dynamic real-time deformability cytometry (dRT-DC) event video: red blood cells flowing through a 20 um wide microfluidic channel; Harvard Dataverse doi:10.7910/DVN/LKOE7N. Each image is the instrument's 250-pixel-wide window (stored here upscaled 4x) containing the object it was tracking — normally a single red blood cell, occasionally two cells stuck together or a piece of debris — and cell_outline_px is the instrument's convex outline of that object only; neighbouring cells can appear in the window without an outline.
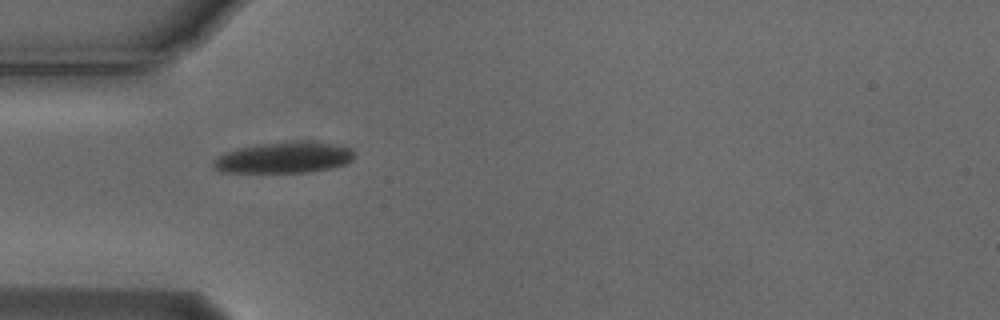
{"species": "Egyptian fruit bat (a non-hibernating species)", "species_latin": "Rousettus aegyptiacus", "temperature_condition": "cold", "stored_images_in_passage": 2, "camera_frame_rate_fps": 3000, "um_per_image_px": 0.085, "animal": {"sex": "male"}, "frame": {"image": 1, "passage_image": 1, "time_ms": 0.0, "image_size_px": [1000, 320], "cell_outline_px": [[356, 156], [348, 164], [332, 168], [308, 172], [220, 172], [212, 164], [212, 160], [224, 152], [240, 148], [260, 144], [332, 144], [352, 148]], "centroid_in_image_um": [24.13, 13.45], "position_along_channel_um": 60.9, "area_um2": 24.62}}
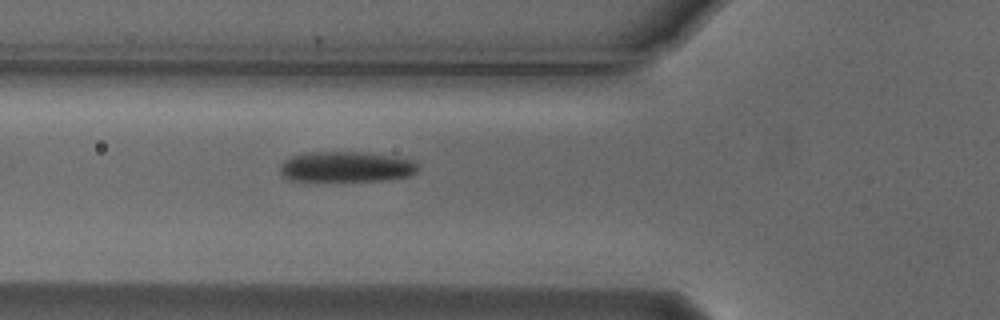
{"frame": {"image": 2, "passage_image": 2, "time_ms": 0.333, "image_size_px": [1000, 320], "cell_outline_px": [[420, 168], [412, 176], [388, 180], [292, 180], [284, 176], [280, 172], [280, 164], [284, 160], [292, 156], [308, 152], [356, 152], [392, 156], [416, 160]], "centroid_in_image_um": [29.49, 14.17], "position_along_channel_um": 96.3, "area_um2": 24.45}}